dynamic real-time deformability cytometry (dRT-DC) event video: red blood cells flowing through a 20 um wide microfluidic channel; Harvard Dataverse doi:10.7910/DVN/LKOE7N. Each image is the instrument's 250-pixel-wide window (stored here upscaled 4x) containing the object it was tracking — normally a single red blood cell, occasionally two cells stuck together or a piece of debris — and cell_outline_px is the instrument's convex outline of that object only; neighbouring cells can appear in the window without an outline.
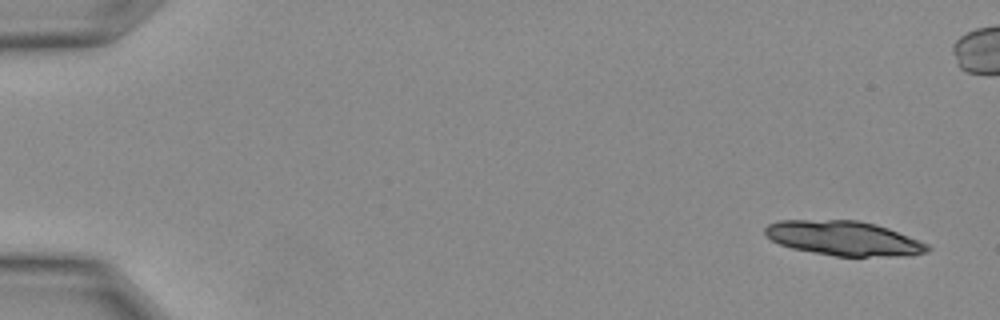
{"species": "Egyptian fruit bat (a non-hibernating species)", "species_latin": "Rousettus aegyptiacus", "temperature_condition": "warm", "stored_images_in_passage": 9, "camera_frame_rate_fps": 3000, "um_per_image_px": 0.085, "animal": {"sex": "female"}, "frame": {"image": 1, "passage_image": 1, "time_ms": 0.0, "image_size_px": [1000, 320], "cell_outline_px": [[932, 248], [928, 252], [912, 256], [836, 256], [792, 248], [780, 244], [772, 240], [764, 232], [764, 228], [768, 224], [776, 220], [860, 220], [876, 224], [888, 228], [928, 244]], "centroid_in_image_um": [71.75, 20.25], "position_along_channel_um": 13.3, "area_um2": 32.77}}